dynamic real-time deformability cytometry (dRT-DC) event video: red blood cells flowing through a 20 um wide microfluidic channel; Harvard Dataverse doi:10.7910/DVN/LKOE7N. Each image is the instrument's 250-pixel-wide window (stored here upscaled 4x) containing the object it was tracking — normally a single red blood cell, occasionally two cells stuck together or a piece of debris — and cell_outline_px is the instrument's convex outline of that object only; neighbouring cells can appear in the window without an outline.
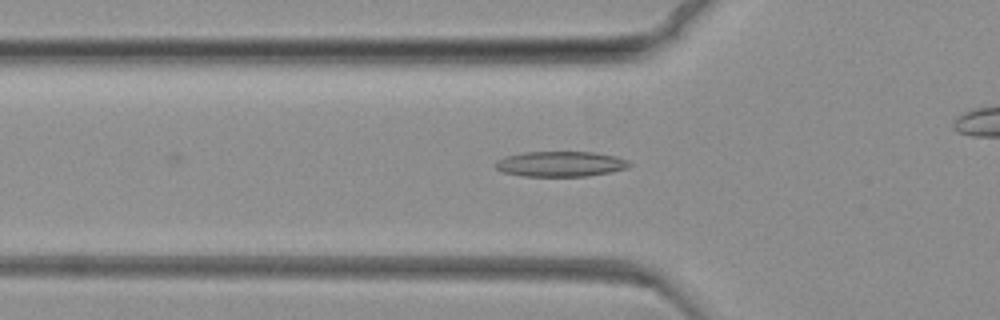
{"species": "common noctule bat (a hibernating species)", "species_latin": "Nyctalus noctula", "temperature_condition": "warm", "stored_images_in_passage": 38, "camera_frame_rate_fps": 3000, "um_per_image_px": 0.085, "animal": {"sex": "female", "body_mass_g": 19.3, "forearm_length_mm": 54.1}, "frame": {"image": 1, "passage_image": 2, "time_ms": 0.333, "image_size_px": [1000, 320], "cell_outline_px": [[632, 164], [628, 168], [588, 176], [524, 176], [504, 172], [496, 168], [496, 160], [508, 156], [524, 152], [596, 152], [616, 156], [628, 160]], "centroid_in_image_um": [47.69, 13.93], "position_along_channel_um": 78.1, "area_um2": 19.65}}
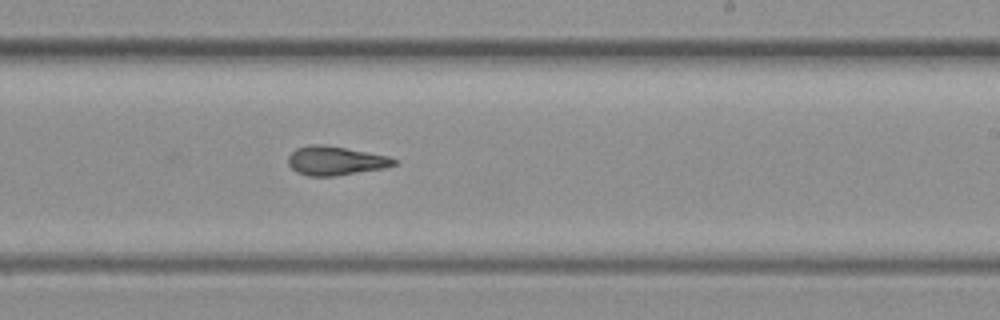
{"frame": {"image": 2, "passage_image": 22, "time_ms": 7.0, "image_size_px": [1000, 320], "cell_outline_px": [[400, 160], [396, 164], [384, 168], [336, 176], [308, 176], [296, 172], [288, 164], [288, 156], [296, 148], [312, 144], [320, 144], [344, 148], [388, 156]], "centroid_in_image_um": [28.51, 13.67], "position_along_channel_um": 260.5, "area_um2": 17.8}}
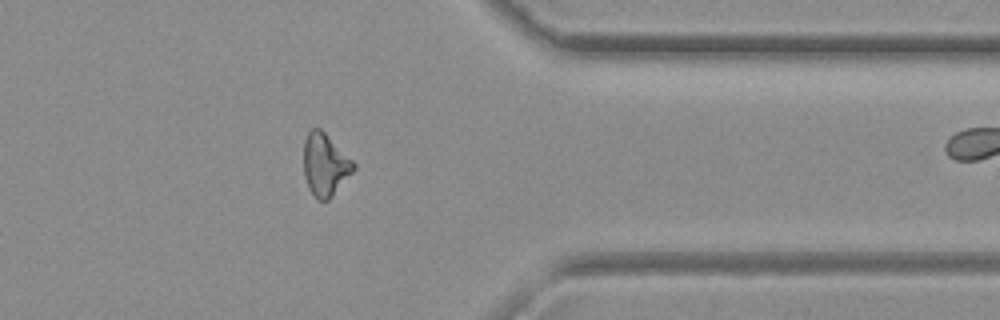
{"frame": {"image": 3, "passage_image": 37, "time_ms": 12.0, "image_size_px": [1000, 320], "cell_outline_px": [[356, 168], [332, 196], [328, 200], [320, 200], [308, 188], [304, 176], [304, 140], [308, 132], [312, 128], [320, 128], [356, 164]], "centroid_in_image_um": [27.62, 13.99], "position_along_channel_um": 383.8, "area_um2": 17.86}}